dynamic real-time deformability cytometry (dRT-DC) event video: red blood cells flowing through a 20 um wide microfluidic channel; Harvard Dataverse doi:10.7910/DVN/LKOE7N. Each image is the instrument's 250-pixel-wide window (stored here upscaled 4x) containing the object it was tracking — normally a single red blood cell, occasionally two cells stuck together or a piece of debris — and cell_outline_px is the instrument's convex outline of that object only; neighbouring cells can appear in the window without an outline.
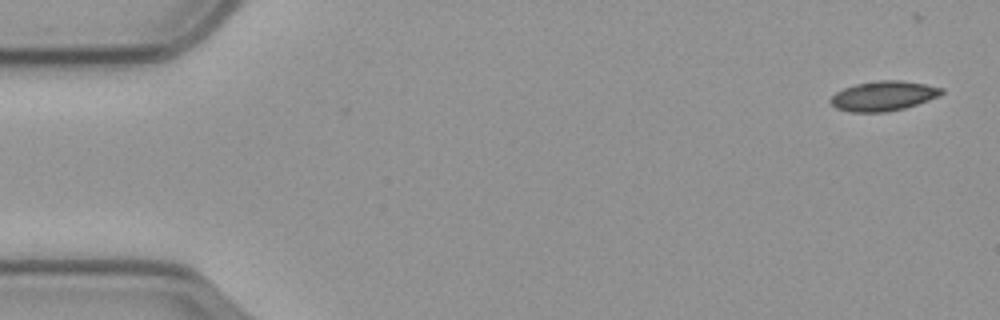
{"species": "common noctule bat (a hibernating species)", "species_latin": "Nyctalus noctula", "temperature_condition": "cold", "stored_images_in_passage": 54, "camera_frame_rate_fps": 3000, "um_per_image_px": 0.085, "animal": {"sex": "male", "body_mass_g": 23.1, "forearm_length_mm": 52.7}, "frame": {"image": 1, "passage_image": 1, "time_ms": 0.0, "image_size_px": [1000, 320], "cell_outline_px": [[944, 92], [940, 96], [904, 108], [888, 112], [852, 112], [836, 108], [828, 100], [836, 92], [844, 88], [856, 84], [880, 80], [900, 80], [924, 84], [944, 88]], "centroid_in_image_um": [75.09, 8.15], "position_along_channel_um": 9.9, "area_um2": 19.19}}
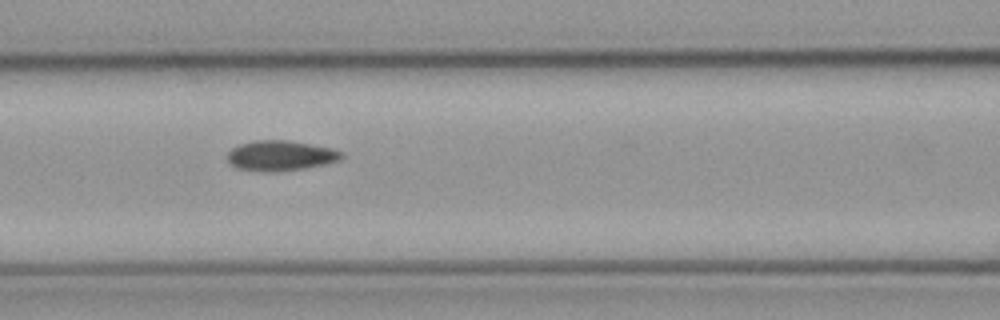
{"frame": {"image": 2, "passage_image": 23, "time_ms": 7.333, "image_size_px": [1000, 320], "cell_outline_px": [[344, 156], [340, 160], [324, 164], [304, 168], [280, 172], [264, 172], [236, 168], [228, 160], [228, 152], [232, 148], [240, 144], [252, 140], [288, 140], [328, 148], [340, 152]], "centroid_in_image_um": [23.8, 13.24], "position_along_channel_um": 142.8, "area_um2": 19.94}}
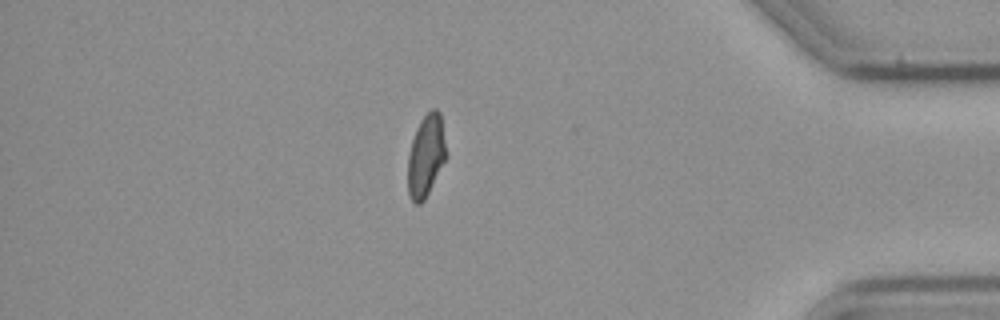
{"frame": {"image": 3, "passage_image": 48, "time_ms": 15.667, "image_size_px": [1000, 320], "cell_outline_px": [[444, 160], [424, 200], [420, 204], [416, 204], [408, 196], [408, 156], [412, 140], [416, 128], [420, 120], [432, 108], [436, 108], [440, 112], [444, 144]], "centroid_in_image_um": [36.16, 13.23], "position_along_channel_um": 399.0, "area_um2": 17.69}, "authors_computed_cell_mechanics": {"area_um2": 19.2185, "velocity_mm_per_s": 3.5588, "shape_relaxation_time_tau1_ms": 10.6805, "shape_relaxation_time_tau2_ms": 3.2163, "deformation_change_tau1": 0.1778, "deformation_change_tau2": 0.0604}}